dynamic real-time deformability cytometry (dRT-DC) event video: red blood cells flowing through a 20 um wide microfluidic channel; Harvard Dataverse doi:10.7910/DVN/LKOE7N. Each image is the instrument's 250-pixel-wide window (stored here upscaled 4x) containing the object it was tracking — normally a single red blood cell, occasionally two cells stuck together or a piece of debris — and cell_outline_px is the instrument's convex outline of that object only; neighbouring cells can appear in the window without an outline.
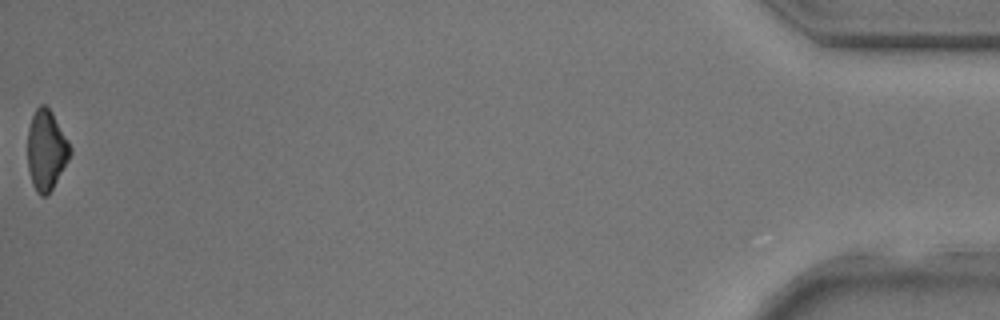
{"species": "common noctule bat (a hibernating species)", "species_latin": "Nyctalus noctula", "temperature_condition": "room temperature", "stored_images_in_passage": 38, "camera_frame_rate_fps": 3000, "um_per_image_px": 0.085, "animal": {"sex": "male", "body_mass_g": 17.9, "forearm_length_mm": 54.2}, "frame": {"image": 1, "passage_image": 38, "time_ms": 12.333, "image_size_px": [1000, 320], "cell_outline_px": [[72, 152], [68, 160], [52, 188], [44, 196], [40, 196], [36, 192], [32, 184], [28, 168], [28, 128], [32, 116], [36, 108], [40, 104], [44, 104], [52, 112], [68, 140], [72, 148]], "centroid_in_image_um": [3.93, 12.74], "position_along_channel_um": 431.3, "area_um2": 19.71}}